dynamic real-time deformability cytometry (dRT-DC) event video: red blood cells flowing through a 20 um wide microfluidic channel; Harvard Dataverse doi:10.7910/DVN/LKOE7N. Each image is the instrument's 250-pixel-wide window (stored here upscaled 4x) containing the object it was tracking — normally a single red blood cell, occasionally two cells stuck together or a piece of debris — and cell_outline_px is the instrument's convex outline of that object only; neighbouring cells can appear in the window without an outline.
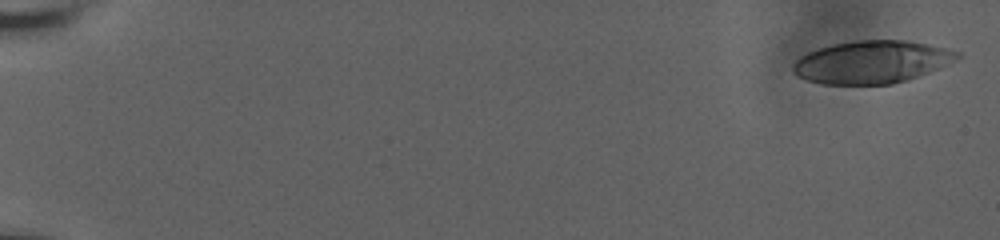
{"species": "human", "species_latin": "Homo sapiens", "temperature_condition": "room temperature", "stored_images_in_passage": 16, "camera_frame_rate_fps": 3000, "um_per_image_px": 0.085, "donor": {"sex": "male"}, "frame": {"image": 1, "passage_image": 1, "time_ms": 0.0, "image_size_px": [1000, 240], "cell_outline_px": [[960, 56], [956, 60], [940, 68], [892, 84], [820, 84], [804, 80], [796, 76], [792, 72], [792, 64], [800, 56], [808, 52], [832, 44], [856, 40], [908, 40], [948, 48], [960, 52]], "centroid_in_image_um": [74.07, 5.27], "position_along_channel_um": 10.9, "area_um2": 40.98}}
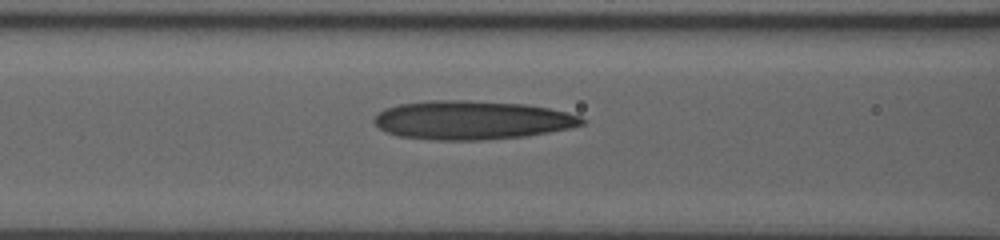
{"frame": {"image": 2, "passage_image": 14, "time_ms": 8.667, "image_size_px": [1000, 240], "cell_outline_px": [[588, 120], [584, 124], [568, 128], [548, 132], [524, 136], [480, 140], [436, 140], [400, 136], [388, 132], [380, 128], [372, 120], [380, 112], [388, 108], [400, 104], [432, 100], [468, 100], [524, 104], [548, 108], [568, 112], [580, 116]], "centroid_in_image_um": [40.15, 10.2], "position_along_channel_um": 126.5, "area_um2": 46.59}}
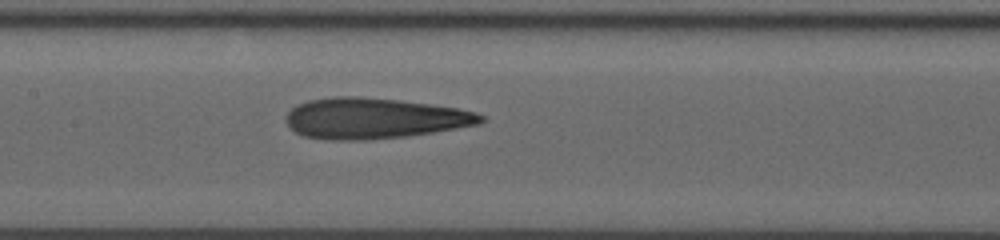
{"frame": {"image": 3, "passage_image": 16, "time_ms": 10.0, "image_size_px": [1000, 240], "cell_outline_px": [[484, 120], [480, 124], [408, 136], [364, 140], [328, 140], [304, 136], [296, 132], [284, 120], [284, 116], [296, 104], [308, 100], [332, 96], [356, 96], [400, 100], [456, 108], [476, 112], [484, 116]], "centroid_in_image_um": [31.76, 10.05], "position_along_channel_um": 175.6, "area_um2": 46.3}}